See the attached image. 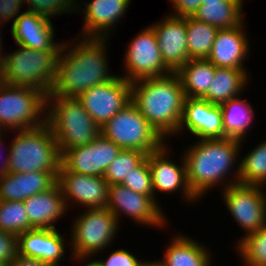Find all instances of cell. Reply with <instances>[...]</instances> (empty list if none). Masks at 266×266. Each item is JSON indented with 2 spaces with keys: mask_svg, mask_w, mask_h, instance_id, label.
Returning <instances> with one entry per match:
<instances>
[{
  "mask_svg": "<svg viewBox=\"0 0 266 266\" xmlns=\"http://www.w3.org/2000/svg\"><path fill=\"white\" fill-rule=\"evenodd\" d=\"M71 223L70 249L73 258L94 257L113 245L119 223L113 213L105 208L84 209Z\"/></svg>",
  "mask_w": 266,
  "mask_h": 266,
  "instance_id": "obj_8",
  "label": "cell"
},
{
  "mask_svg": "<svg viewBox=\"0 0 266 266\" xmlns=\"http://www.w3.org/2000/svg\"><path fill=\"white\" fill-rule=\"evenodd\" d=\"M138 266H163L162 262L159 260H154V261H147L141 260Z\"/></svg>",
  "mask_w": 266,
  "mask_h": 266,
  "instance_id": "obj_43",
  "label": "cell"
},
{
  "mask_svg": "<svg viewBox=\"0 0 266 266\" xmlns=\"http://www.w3.org/2000/svg\"><path fill=\"white\" fill-rule=\"evenodd\" d=\"M132 0H91L77 5L75 13L82 14L84 25L78 36L87 38H110L117 22L125 16ZM81 7V8H80ZM81 10V11H80ZM82 12V13H81ZM115 28V29H114Z\"/></svg>",
  "mask_w": 266,
  "mask_h": 266,
  "instance_id": "obj_17",
  "label": "cell"
},
{
  "mask_svg": "<svg viewBox=\"0 0 266 266\" xmlns=\"http://www.w3.org/2000/svg\"><path fill=\"white\" fill-rule=\"evenodd\" d=\"M158 203L151 196L134 192L122 184H114L109 186L106 208L113 213L119 224V217L127 215L138 225L161 229L168 222L165 211Z\"/></svg>",
  "mask_w": 266,
  "mask_h": 266,
  "instance_id": "obj_12",
  "label": "cell"
},
{
  "mask_svg": "<svg viewBox=\"0 0 266 266\" xmlns=\"http://www.w3.org/2000/svg\"><path fill=\"white\" fill-rule=\"evenodd\" d=\"M15 134L0 164V177L7 172L45 171L58 178L61 153L49 125L45 123L37 128L16 131Z\"/></svg>",
  "mask_w": 266,
  "mask_h": 266,
  "instance_id": "obj_4",
  "label": "cell"
},
{
  "mask_svg": "<svg viewBox=\"0 0 266 266\" xmlns=\"http://www.w3.org/2000/svg\"><path fill=\"white\" fill-rule=\"evenodd\" d=\"M257 185L235 183L221 190L229 213L248 235L266 226V189Z\"/></svg>",
  "mask_w": 266,
  "mask_h": 266,
  "instance_id": "obj_11",
  "label": "cell"
},
{
  "mask_svg": "<svg viewBox=\"0 0 266 266\" xmlns=\"http://www.w3.org/2000/svg\"><path fill=\"white\" fill-rule=\"evenodd\" d=\"M57 182L58 178L50 172H7L0 177V200L24 201L33 195L49 190Z\"/></svg>",
  "mask_w": 266,
  "mask_h": 266,
  "instance_id": "obj_24",
  "label": "cell"
},
{
  "mask_svg": "<svg viewBox=\"0 0 266 266\" xmlns=\"http://www.w3.org/2000/svg\"><path fill=\"white\" fill-rule=\"evenodd\" d=\"M17 254V236L0 230V266L10 264Z\"/></svg>",
  "mask_w": 266,
  "mask_h": 266,
  "instance_id": "obj_37",
  "label": "cell"
},
{
  "mask_svg": "<svg viewBox=\"0 0 266 266\" xmlns=\"http://www.w3.org/2000/svg\"><path fill=\"white\" fill-rule=\"evenodd\" d=\"M168 144H164L159 150L149 153L146 158L151 172V178L154 189V200L156 192L165 194L182 193L183 201L190 202L191 204L199 200L191 191L188 181L186 164L183 155L179 158L178 163L170 160L171 153ZM170 155V156H169ZM185 197V198H184Z\"/></svg>",
  "mask_w": 266,
  "mask_h": 266,
  "instance_id": "obj_15",
  "label": "cell"
},
{
  "mask_svg": "<svg viewBox=\"0 0 266 266\" xmlns=\"http://www.w3.org/2000/svg\"><path fill=\"white\" fill-rule=\"evenodd\" d=\"M239 180L241 184L266 185V140L261 141L246 155L240 156Z\"/></svg>",
  "mask_w": 266,
  "mask_h": 266,
  "instance_id": "obj_31",
  "label": "cell"
},
{
  "mask_svg": "<svg viewBox=\"0 0 266 266\" xmlns=\"http://www.w3.org/2000/svg\"><path fill=\"white\" fill-rule=\"evenodd\" d=\"M191 132L197 139H223L222 110L202 98H188L184 100L181 124L176 135Z\"/></svg>",
  "mask_w": 266,
  "mask_h": 266,
  "instance_id": "obj_18",
  "label": "cell"
},
{
  "mask_svg": "<svg viewBox=\"0 0 266 266\" xmlns=\"http://www.w3.org/2000/svg\"><path fill=\"white\" fill-rule=\"evenodd\" d=\"M242 143L232 138L198 139L186 151L184 149L188 185L198 199L213 187L221 185L220 190H224L238 183L241 158L238 155Z\"/></svg>",
  "mask_w": 266,
  "mask_h": 266,
  "instance_id": "obj_2",
  "label": "cell"
},
{
  "mask_svg": "<svg viewBox=\"0 0 266 266\" xmlns=\"http://www.w3.org/2000/svg\"><path fill=\"white\" fill-rule=\"evenodd\" d=\"M219 28L186 17L188 56L190 59H207L210 55Z\"/></svg>",
  "mask_w": 266,
  "mask_h": 266,
  "instance_id": "obj_30",
  "label": "cell"
},
{
  "mask_svg": "<svg viewBox=\"0 0 266 266\" xmlns=\"http://www.w3.org/2000/svg\"><path fill=\"white\" fill-rule=\"evenodd\" d=\"M46 111L47 96L43 92L0 80V131L15 133L43 126Z\"/></svg>",
  "mask_w": 266,
  "mask_h": 266,
  "instance_id": "obj_7",
  "label": "cell"
},
{
  "mask_svg": "<svg viewBox=\"0 0 266 266\" xmlns=\"http://www.w3.org/2000/svg\"><path fill=\"white\" fill-rule=\"evenodd\" d=\"M24 202V207L33 229H54V223L68 212L62 189L57 182L52 188L33 195Z\"/></svg>",
  "mask_w": 266,
  "mask_h": 266,
  "instance_id": "obj_23",
  "label": "cell"
},
{
  "mask_svg": "<svg viewBox=\"0 0 266 266\" xmlns=\"http://www.w3.org/2000/svg\"><path fill=\"white\" fill-rule=\"evenodd\" d=\"M172 238L160 259L163 266H212L211 252L203 243L180 233Z\"/></svg>",
  "mask_w": 266,
  "mask_h": 266,
  "instance_id": "obj_25",
  "label": "cell"
},
{
  "mask_svg": "<svg viewBox=\"0 0 266 266\" xmlns=\"http://www.w3.org/2000/svg\"><path fill=\"white\" fill-rule=\"evenodd\" d=\"M3 135H5V134H3V132L2 131H0V149H1V147H3V145H4V141L2 140V137H4ZM1 151V150H0ZM2 158V157H1ZM0 158V159H1Z\"/></svg>",
  "mask_w": 266,
  "mask_h": 266,
  "instance_id": "obj_46",
  "label": "cell"
},
{
  "mask_svg": "<svg viewBox=\"0 0 266 266\" xmlns=\"http://www.w3.org/2000/svg\"><path fill=\"white\" fill-rule=\"evenodd\" d=\"M150 25L156 35L164 64L177 72L188 60L186 18L167 15Z\"/></svg>",
  "mask_w": 266,
  "mask_h": 266,
  "instance_id": "obj_19",
  "label": "cell"
},
{
  "mask_svg": "<svg viewBox=\"0 0 266 266\" xmlns=\"http://www.w3.org/2000/svg\"><path fill=\"white\" fill-rule=\"evenodd\" d=\"M216 67L207 59H190L176 73L185 97L202 98L209 90Z\"/></svg>",
  "mask_w": 266,
  "mask_h": 266,
  "instance_id": "obj_28",
  "label": "cell"
},
{
  "mask_svg": "<svg viewBox=\"0 0 266 266\" xmlns=\"http://www.w3.org/2000/svg\"><path fill=\"white\" fill-rule=\"evenodd\" d=\"M3 26H4V24L2 23V22H0V34L2 33V31H1V29L3 28ZM2 27V28H1ZM2 35H0V55H1V53L3 52V44H2V37H1Z\"/></svg>",
  "mask_w": 266,
  "mask_h": 266,
  "instance_id": "obj_45",
  "label": "cell"
},
{
  "mask_svg": "<svg viewBox=\"0 0 266 266\" xmlns=\"http://www.w3.org/2000/svg\"><path fill=\"white\" fill-rule=\"evenodd\" d=\"M77 99L101 128L131 102V83L116 75L114 79L84 91Z\"/></svg>",
  "mask_w": 266,
  "mask_h": 266,
  "instance_id": "obj_13",
  "label": "cell"
},
{
  "mask_svg": "<svg viewBox=\"0 0 266 266\" xmlns=\"http://www.w3.org/2000/svg\"><path fill=\"white\" fill-rule=\"evenodd\" d=\"M121 148L100 134L91 143L65 150L61 154V168L71 172L104 176Z\"/></svg>",
  "mask_w": 266,
  "mask_h": 266,
  "instance_id": "obj_14",
  "label": "cell"
},
{
  "mask_svg": "<svg viewBox=\"0 0 266 266\" xmlns=\"http://www.w3.org/2000/svg\"><path fill=\"white\" fill-rule=\"evenodd\" d=\"M24 5V0H0V22L4 24L13 19V24L14 20L21 15L20 9Z\"/></svg>",
  "mask_w": 266,
  "mask_h": 266,
  "instance_id": "obj_40",
  "label": "cell"
},
{
  "mask_svg": "<svg viewBox=\"0 0 266 266\" xmlns=\"http://www.w3.org/2000/svg\"><path fill=\"white\" fill-rule=\"evenodd\" d=\"M46 123L54 133L61 154L91 143L101 134V128L77 98L47 96Z\"/></svg>",
  "mask_w": 266,
  "mask_h": 266,
  "instance_id": "obj_5",
  "label": "cell"
},
{
  "mask_svg": "<svg viewBox=\"0 0 266 266\" xmlns=\"http://www.w3.org/2000/svg\"><path fill=\"white\" fill-rule=\"evenodd\" d=\"M240 239L237 241L236 251L243 260V265L266 266V226Z\"/></svg>",
  "mask_w": 266,
  "mask_h": 266,
  "instance_id": "obj_32",
  "label": "cell"
},
{
  "mask_svg": "<svg viewBox=\"0 0 266 266\" xmlns=\"http://www.w3.org/2000/svg\"><path fill=\"white\" fill-rule=\"evenodd\" d=\"M213 2H244V0H202V3H213Z\"/></svg>",
  "mask_w": 266,
  "mask_h": 266,
  "instance_id": "obj_44",
  "label": "cell"
},
{
  "mask_svg": "<svg viewBox=\"0 0 266 266\" xmlns=\"http://www.w3.org/2000/svg\"><path fill=\"white\" fill-rule=\"evenodd\" d=\"M33 229L23 201L0 200V230L15 236Z\"/></svg>",
  "mask_w": 266,
  "mask_h": 266,
  "instance_id": "obj_33",
  "label": "cell"
},
{
  "mask_svg": "<svg viewBox=\"0 0 266 266\" xmlns=\"http://www.w3.org/2000/svg\"><path fill=\"white\" fill-rule=\"evenodd\" d=\"M169 2L173 6L170 15L183 18L193 17L202 4V0H169Z\"/></svg>",
  "mask_w": 266,
  "mask_h": 266,
  "instance_id": "obj_39",
  "label": "cell"
},
{
  "mask_svg": "<svg viewBox=\"0 0 266 266\" xmlns=\"http://www.w3.org/2000/svg\"><path fill=\"white\" fill-rule=\"evenodd\" d=\"M91 258L92 257H76L73 259L77 260L80 265H81V263H80L81 261L85 262V265H83V266H101L97 260H93V258H92V260H90ZM86 260H88V261H86Z\"/></svg>",
  "mask_w": 266,
  "mask_h": 266,
  "instance_id": "obj_42",
  "label": "cell"
},
{
  "mask_svg": "<svg viewBox=\"0 0 266 266\" xmlns=\"http://www.w3.org/2000/svg\"><path fill=\"white\" fill-rule=\"evenodd\" d=\"M58 183L68 211L74 204L85 209L106 207L109 184L103 176L79 174L60 167Z\"/></svg>",
  "mask_w": 266,
  "mask_h": 266,
  "instance_id": "obj_16",
  "label": "cell"
},
{
  "mask_svg": "<svg viewBox=\"0 0 266 266\" xmlns=\"http://www.w3.org/2000/svg\"><path fill=\"white\" fill-rule=\"evenodd\" d=\"M75 7L77 5H79V1L78 0H69ZM78 2V3H77Z\"/></svg>",
  "mask_w": 266,
  "mask_h": 266,
  "instance_id": "obj_47",
  "label": "cell"
},
{
  "mask_svg": "<svg viewBox=\"0 0 266 266\" xmlns=\"http://www.w3.org/2000/svg\"><path fill=\"white\" fill-rule=\"evenodd\" d=\"M54 229H30L17 236L18 254L38 259L52 266H61L66 243L64 235Z\"/></svg>",
  "mask_w": 266,
  "mask_h": 266,
  "instance_id": "obj_21",
  "label": "cell"
},
{
  "mask_svg": "<svg viewBox=\"0 0 266 266\" xmlns=\"http://www.w3.org/2000/svg\"><path fill=\"white\" fill-rule=\"evenodd\" d=\"M101 134L121 149L140 150L147 155L167 143L132 101L101 127Z\"/></svg>",
  "mask_w": 266,
  "mask_h": 266,
  "instance_id": "obj_9",
  "label": "cell"
},
{
  "mask_svg": "<svg viewBox=\"0 0 266 266\" xmlns=\"http://www.w3.org/2000/svg\"><path fill=\"white\" fill-rule=\"evenodd\" d=\"M24 4L27 7V11L50 20L57 15L74 14L76 8L69 0H24Z\"/></svg>",
  "mask_w": 266,
  "mask_h": 266,
  "instance_id": "obj_35",
  "label": "cell"
},
{
  "mask_svg": "<svg viewBox=\"0 0 266 266\" xmlns=\"http://www.w3.org/2000/svg\"><path fill=\"white\" fill-rule=\"evenodd\" d=\"M185 98L176 72L131 83V101L165 141L170 135L176 136Z\"/></svg>",
  "mask_w": 266,
  "mask_h": 266,
  "instance_id": "obj_3",
  "label": "cell"
},
{
  "mask_svg": "<svg viewBox=\"0 0 266 266\" xmlns=\"http://www.w3.org/2000/svg\"><path fill=\"white\" fill-rule=\"evenodd\" d=\"M243 4L244 2L202 3L193 18L219 29L234 28L245 22Z\"/></svg>",
  "mask_w": 266,
  "mask_h": 266,
  "instance_id": "obj_29",
  "label": "cell"
},
{
  "mask_svg": "<svg viewBox=\"0 0 266 266\" xmlns=\"http://www.w3.org/2000/svg\"><path fill=\"white\" fill-rule=\"evenodd\" d=\"M146 156L147 154L140 150L122 149L119 155L108 166L103 176L105 181L109 186L121 184L124 178L127 177Z\"/></svg>",
  "mask_w": 266,
  "mask_h": 266,
  "instance_id": "obj_34",
  "label": "cell"
},
{
  "mask_svg": "<svg viewBox=\"0 0 266 266\" xmlns=\"http://www.w3.org/2000/svg\"><path fill=\"white\" fill-rule=\"evenodd\" d=\"M105 260L98 259L97 261L101 266H138L140 258H137L134 253L125 250L124 248H120L118 250H114L110 252L108 256H106Z\"/></svg>",
  "mask_w": 266,
  "mask_h": 266,
  "instance_id": "obj_38",
  "label": "cell"
},
{
  "mask_svg": "<svg viewBox=\"0 0 266 266\" xmlns=\"http://www.w3.org/2000/svg\"><path fill=\"white\" fill-rule=\"evenodd\" d=\"M7 266H52V265L46 264L35 258H28L17 254L14 260L10 262V264H8Z\"/></svg>",
  "mask_w": 266,
  "mask_h": 266,
  "instance_id": "obj_41",
  "label": "cell"
},
{
  "mask_svg": "<svg viewBox=\"0 0 266 266\" xmlns=\"http://www.w3.org/2000/svg\"><path fill=\"white\" fill-rule=\"evenodd\" d=\"M121 184L134 192L151 196L154 199L153 183L147 158L135 167Z\"/></svg>",
  "mask_w": 266,
  "mask_h": 266,
  "instance_id": "obj_36",
  "label": "cell"
},
{
  "mask_svg": "<svg viewBox=\"0 0 266 266\" xmlns=\"http://www.w3.org/2000/svg\"><path fill=\"white\" fill-rule=\"evenodd\" d=\"M239 95L220 105L222 110L223 130L225 138L245 142L249 128L252 127L255 110L248 100Z\"/></svg>",
  "mask_w": 266,
  "mask_h": 266,
  "instance_id": "obj_27",
  "label": "cell"
},
{
  "mask_svg": "<svg viewBox=\"0 0 266 266\" xmlns=\"http://www.w3.org/2000/svg\"><path fill=\"white\" fill-rule=\"evenodd\" d=\"M245 27L243 22L234 28L219 29L207 60L215 67L247 69L244 65L251 47Z\"/></svg>",
  "mask_w": 266,
  "mask_h": 266,
  "instance_id": "obj_22",
  "label": "cell"
},
{
  "mask_svg": "<svg viewBox=\"0 0 266 266\" xmlns=\"http://www.w3.org/2000/svg\"><path fill=\"white\" fill-rule=\"evenodd\" d=\"M17 47L12 53H1L0 80L9 85L35 88L47 96L55 82L59 51Z\"/></svg>",
  "mask_w": 266,
  "mask_h": 266,
  "instance_id": "obj_6",
  "label": "cell"
},
{
  "mask_svg": "<svg viewBox=\"0 0 266 266\" xmlns=\"http://www.w3.org/2000/svg\"><path fill=\"white\" fill-rule=\"evenodd\" d=\"M248 74L247 69L216 67L211 86L202 99L215 105H221L242 95L250 82Z\"/></svg>",
  "mask_w": 266,
  "mask_h": 266,
  "instance_id": "obj_26",
  "label": "cell"
},
{
  "mask_svg": "<svg viewBox=\"0 0 266 266\" xmlns=\"http://www.w3.org/2000/svg\"><path fill=\"white\" fill-rule=\"evenodd\" d=\"M75 39L78 43H74V40L72 43L69 40L62 41L56 62L55 82L47 96L77 98L84 91L108 82L117 75L110 73L108 66L106 43L109 38L79 36Z\"/></svg>",
  "mask_w": 266,
  "mask_h": 266,
  "instance_id": "obj_1",
  "label": "cell"
},
{
  "mask_svg": "<svg viewBox=\"0 0 266 266\" xmlns=\"http://www.w3.org/2000/svg\"><path fill=\"white\" fill-rule=\"evenodd\" d=\"M50 19L31 11L22 12L11 24L10 34L16 44L39 51H59L62 42H55V29Z\"/></svg>",
  "mask_w": 266,
  "mask_h": 266,
  "instance_id": "obj_20",
  "label": "cell"
},
{
  "mask_svg": "<svg viewBox=\"0 0 266 266\" xmlns=\"http://www.w3.org/2000/svg\"><path fill=\"white\" fill-rule=\"evenodd\" d=\"M126 46L128 47L123 58V68L125 66L123 73H126L120 76L130 83L172 73L164 64L155 32L151 26L148 25L135 34Z\"/></svg>",
  "mask_w": 266,
  "mask_h": 266,
  "instance_id": "obj_10",
  "label": "cell"
}]
</instances>
